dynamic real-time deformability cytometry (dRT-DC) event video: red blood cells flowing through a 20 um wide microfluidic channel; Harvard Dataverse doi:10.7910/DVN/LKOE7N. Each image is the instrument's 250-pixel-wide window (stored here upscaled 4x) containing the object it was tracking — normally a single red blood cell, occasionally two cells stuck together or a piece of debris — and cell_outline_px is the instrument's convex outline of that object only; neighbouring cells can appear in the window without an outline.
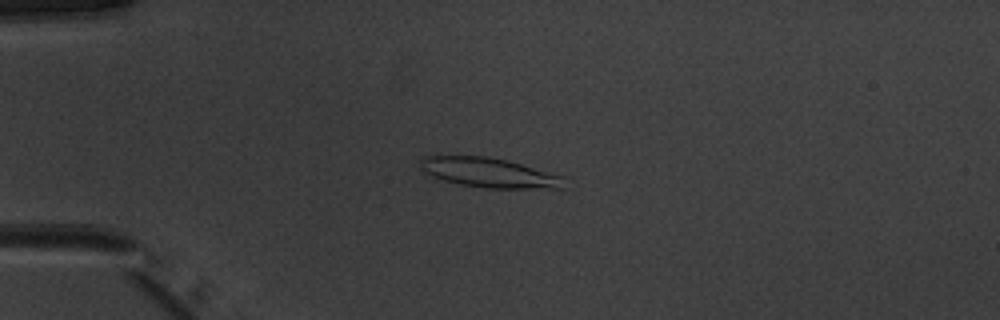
{"species": "common noctule bat (a hibernating species)", "species_latin": "Nyctalus noctula", "temperature_condition": "warm", "stored_images_in_passage": 51, "camera_frame_rate_fps": 3000, "um_per_image_px": 0.085, "animal": {"sex": "male", "body_mass_g": 20.1, "forearm_length_mm": 53.5}, "frame": {"image": 1, "passage_image": 13, "time_ms": 4.0, "image_size_px": [1000, 320], "cell_outline_px": [[564, 188], [484, 188], [436, 180], [424, 172], [420, 168], [420, 160], [424, 156], [484, 156], [508, 160], [564, 176]], "centroid_in_image_um": [41.53, 14.68], "position_along_channel_um": 43.5, "area_um2": 25.09}}
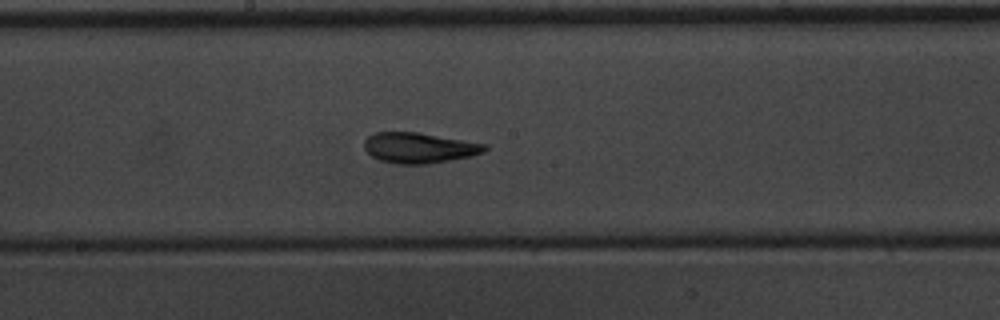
{"frame": {"image": 2, "passage_image": 28, "time_ms": 9.0, "image_size_px": [1000, 320], "cell_outline_px": [[488, 148], [484, 152], [472, 156], [428, 164], [396, 164], [380, 160], [372, 156], [364, 148], [364, 140], [368, 136], [376, 132], [416, 132], [488, 144]], "centroid_in_image_um": [35.64, 12.57], "position_along_channel_um": 212.6, "area_um2": 21.44}}
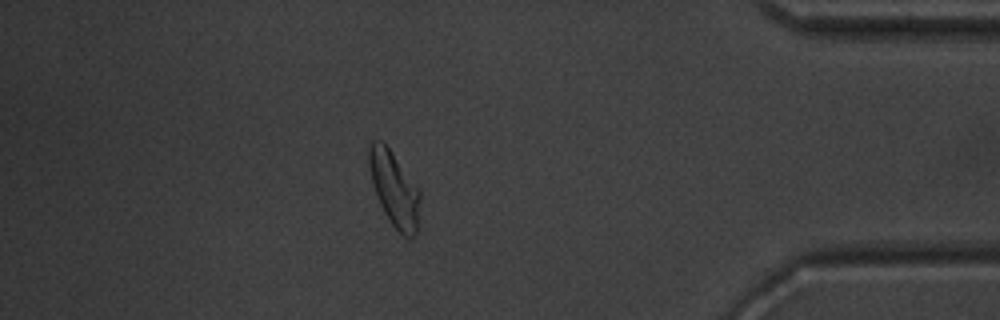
{"frame": {"image": 3, "passage_image": 45, "time_ms": 14.667, "image_size_px": [1000, 320], "cell_outline_px": [[420, 196], [416, 232], [412, 240], [408, 240], [392, 224], [384, 212], [380, 204], [372, 184], [368, 164], [368, 148], [372, 140], [380, 140], [388, 148], [420, 188]], "centroid_in_image_um": [33.51, 16.06], "position_along_channel_um": 401.7, "area_um2": 22.2}, "authors_computed_cell_mechanics": {"area_um2": 22.1952, "velocity_mm_per_s": 3.9461, "shape_relaxation_time_tau1_ms": 4.284, "shape_relaxation_time_tau2_ms": 2.0734, "deformation_change_tau1": 0.1701, "deformation_change_tau2": 0.09}}